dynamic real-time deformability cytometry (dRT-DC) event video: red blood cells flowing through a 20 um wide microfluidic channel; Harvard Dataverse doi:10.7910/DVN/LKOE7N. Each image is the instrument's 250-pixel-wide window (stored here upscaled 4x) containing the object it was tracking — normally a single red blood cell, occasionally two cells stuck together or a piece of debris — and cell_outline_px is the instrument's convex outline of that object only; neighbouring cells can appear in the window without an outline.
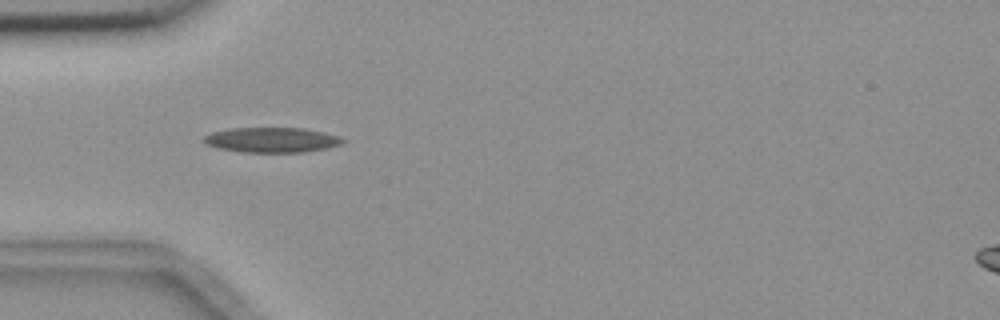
{"species": "common noctule bat (a hibernating species)", "species_latin": "Nyctalus noctula", "temperature_condition": "room temperature", "stored_images_in_passage": 2, "camera_frame_rate_fps": 3000, "um_per_image_px": 0.085, "animal": {"sex": "female", "body_mass_g": 18.4}, "frame": {"image": 1, "passage_image": 1, "time_ms": 0.0, "image_size_px": [1000, 320], "cell_outline_px": [[348, 140], [344, 144], [304, 152], [244, 152], [216, 148], [208, 144], [204, 140], [204, 136], [212, 132], [228, 128], [304, 128], [324, 132], [340, 136]], "centroid_in_image_um": [23.15, 11.89], "position_along_channel_um": 61.8, "area_um2": 20.35}}